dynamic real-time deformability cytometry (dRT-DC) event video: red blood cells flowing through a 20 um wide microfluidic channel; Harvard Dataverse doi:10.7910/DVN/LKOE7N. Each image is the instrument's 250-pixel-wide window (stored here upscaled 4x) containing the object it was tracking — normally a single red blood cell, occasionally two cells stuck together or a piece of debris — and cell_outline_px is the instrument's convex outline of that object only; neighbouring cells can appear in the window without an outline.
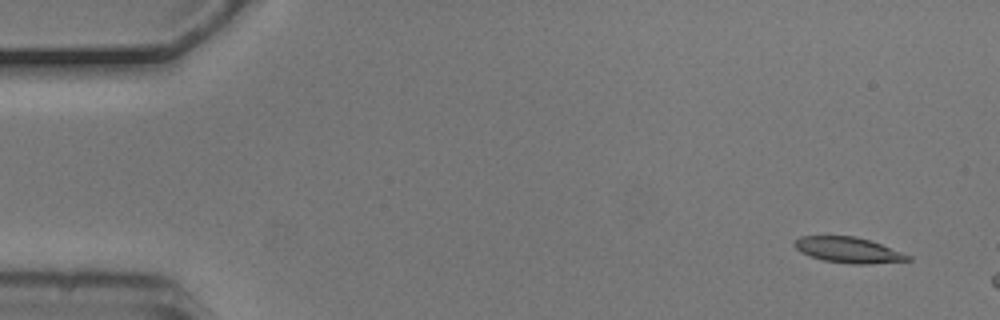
{"species": "common noctule bat (a hibernating species)", "species_latin": "Nyctalus noctula", "temperature_condition": "cold", "stored_images_in_passage": 3, "camera_frame_rate_fps": 3000, "um_per_image_px": 0.085, "animal": {"sex": "male", "body_mass_g": 20.5, "forearm_length_mm": 52.5}, "frame": {"image": 1, "passage_image": 1, "time_ms": 0.0, "image_size_px": [1000, 320], "cell_outline_px": [[912, 260], [868, 264], [852, 264], [824, 260], [800, 252], [792, 244], [800, 236], [856, 236], [880, 244], [912, 256]], "centroid_in_image_um": [72.11, 21.25], "position_along_channel_um": 12.9, "area_um2": 16.76}}